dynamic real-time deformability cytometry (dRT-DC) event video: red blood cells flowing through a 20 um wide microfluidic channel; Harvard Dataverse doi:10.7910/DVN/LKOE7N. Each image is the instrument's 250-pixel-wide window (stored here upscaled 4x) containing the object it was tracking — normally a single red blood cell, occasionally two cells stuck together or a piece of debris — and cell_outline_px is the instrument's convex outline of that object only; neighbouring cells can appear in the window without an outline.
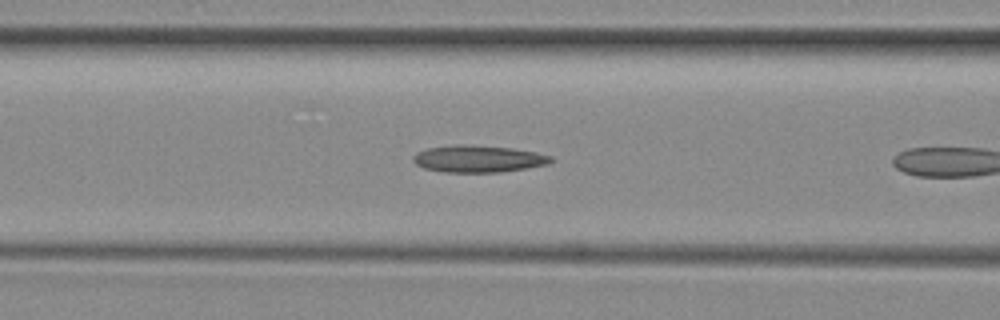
{"species": "common noctule bat (a hibernating species)", "species_latin": "Nyctalus noctula", "temperature_condition": "room temperature", "stored_images_in_passage": 8, "camera_frame_rate_fps": 3000, "um_per_image_px": 0.085, "animal": {"sex": "female", "body_mass_g": 29.2, "forearm_length_mm": 56.3}, "frame": {"image": 1, "passage_image": 7, "time_ms": 2.0, "image_size_px": [1000, 320], "cell_outline_px": [[552, 160], [548, 164], [500, 172], [444, 172], [424, 168], [416, 164], [412, 160], [412, 156], [416, 152], [428, 148], [456, 144], [464, 144], [512, 148], [536, 152], [552, 156]], "centroid_in_image_um": [40.61, 13.49], "position_along_channel_um": 126.0, "area_um2": 21.62}}